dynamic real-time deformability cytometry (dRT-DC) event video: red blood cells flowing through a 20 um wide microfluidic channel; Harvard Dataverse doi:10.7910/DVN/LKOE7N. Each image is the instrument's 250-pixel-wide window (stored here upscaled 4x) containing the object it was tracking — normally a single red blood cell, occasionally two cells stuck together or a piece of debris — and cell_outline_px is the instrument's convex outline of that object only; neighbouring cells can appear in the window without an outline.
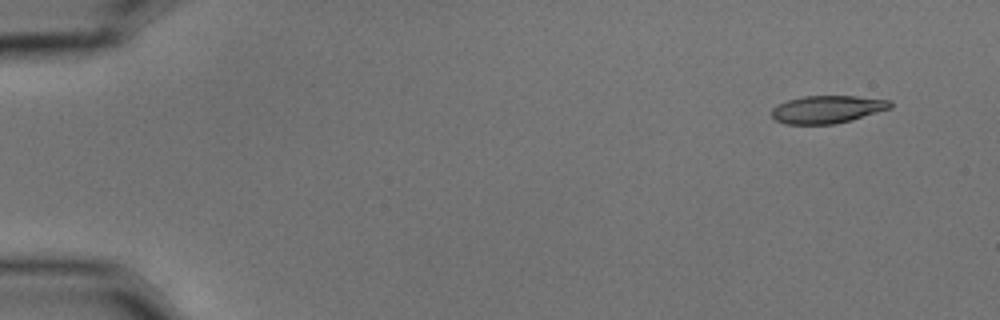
{"species": "common noctule bat (a hibernating species)", "species_latin": "Nyctalus noctula", "temperature_condition": "cold", "stored_images_in_passage": 6, "camera_frame_rate_fps": 3000, "um_per_image_px": 0.085, "animal": {"sex": "male", "body_mass_g": 15.6}, "frame": {"image": 1, "passage_image": 1, "time_ms": 0.0, "image_size_px": [1000, 320], "cell_outline_px": [[892, 108], [852, 120], [836, 124], [784, 124], [776, 120], [772, 116], [772, 108], [788, 100], [804, 96], [856, 96], [892, 100]], "centroid_in_image_um": [70.36, 9.3], "position_along_channel_um": 14.6, "area_um2": 19.19}}
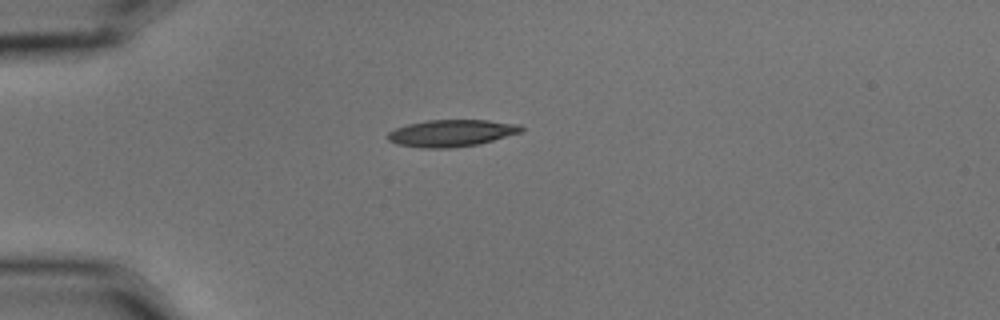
{"frame": {"image": 2, "passage_image": 4, "time_ms": 1.0, "image_size_px": [1000, 320], "cell_outline_px": [[524, 128], [520, 132], [480, 144], [448, 148], [420, 148], [396, 144], [388, 140], [388, 132], [396, 128], [408, 124], [428, 120], [488, 120], [520, 124]], "centroid_in_image_um": [38.36, 11.31], "position_along_channel_um": 46.6, "area_um2": 20.92}}